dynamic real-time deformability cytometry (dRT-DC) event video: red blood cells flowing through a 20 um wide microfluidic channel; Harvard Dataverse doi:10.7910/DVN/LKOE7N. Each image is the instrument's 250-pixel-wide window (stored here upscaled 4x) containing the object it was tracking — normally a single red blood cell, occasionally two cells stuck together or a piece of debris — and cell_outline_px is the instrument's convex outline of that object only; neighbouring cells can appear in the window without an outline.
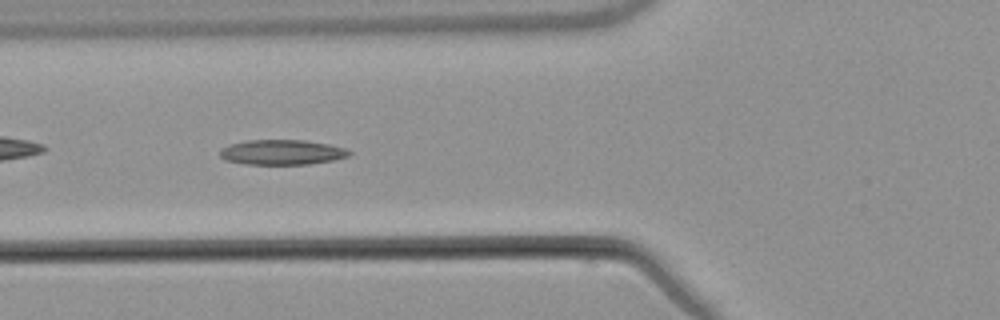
{"species": "common noctule bat (a hibernating species)", "species_latin": "Nyctalus noctula", "temperature_condition": "warm", "stored_images_in_passage": 9, "camera_frame_rate_fps": 3000, "um_per_image_px": 0.085, "animal": {"sex": "male", "body_mass_g": 21.5, "forearm_length_mm": 52.0}, "frame": {"image": 1, "passage_image": 7, "time_ms": 7.333, "image_size_px": [1000, 320], "cell_outline_px": [[352, 152], [348, 156], [332, 160], [308, 164], [244, 164], [224, 160], [220, 156], [220, 148], [228, 144], [248, 140], [304, 140], [328, 144], [348, 148]], "centroid_in_image_um": [23.94, 12.93], "position_along_channel_um": 101.9, "area_um2": 18.96}}
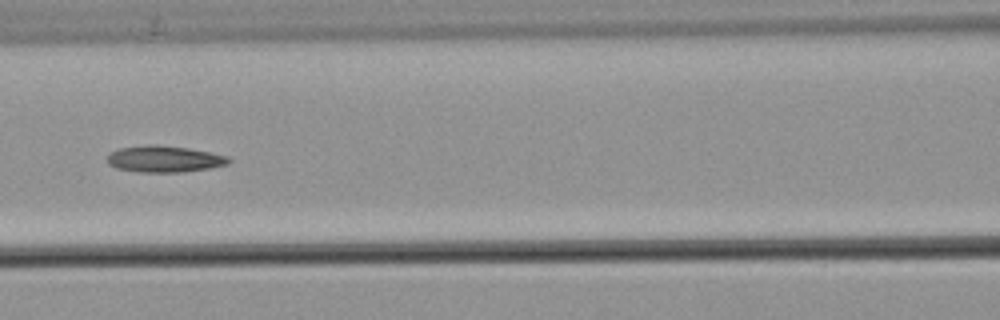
{"frame": {"image": 2, "passage_image": 8, "time_ms": 8.667, "image_size_px": [1000, 320], "cell_outline_px": [[232, 160], [228, 164], [208, 168], [180, 172], [140, 172], [116, 168], [108, 164], [108, 156], [112, 152], [120, 148], [148, 144], [156, 144], [188, 148], [228, 156]], "centroid_in_image_um": [13.97, 13.51], "position_along_channel_um": 152.6, "area_um2": 18.61}}